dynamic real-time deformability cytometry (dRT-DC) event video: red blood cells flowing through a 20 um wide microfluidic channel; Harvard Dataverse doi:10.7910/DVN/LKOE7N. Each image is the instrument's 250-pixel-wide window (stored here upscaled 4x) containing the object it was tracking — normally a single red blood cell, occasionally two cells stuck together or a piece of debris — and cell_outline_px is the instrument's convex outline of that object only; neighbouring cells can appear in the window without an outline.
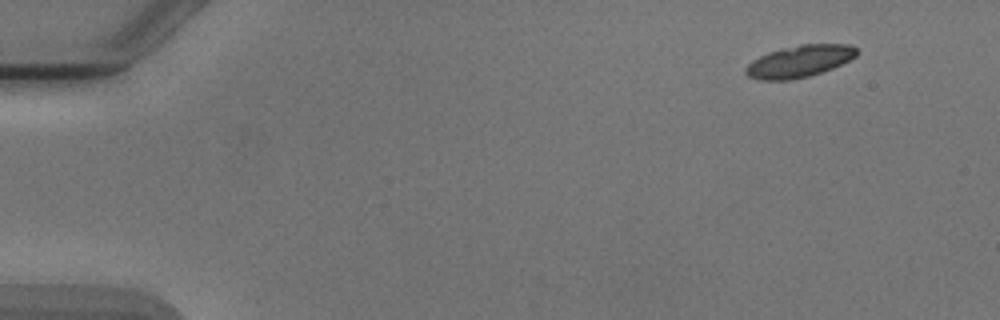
{"species": "Egyptian fruit bat (a non-hibernating species)", "species_latin": "Rousettus aegyptiacus", "temperature_condition": "cold", "stored_images_in_passage": 4, "camera_frame_rate_fps": 3000, "um_per_image_px": 0.085, "animal": {"sex": "male"}, "frame": {"image": 1, "passage_image": 1, "time_ms": 0.0, "image_size_px": [1000, 320], "cell_outline_px": [[860, 52], [856, 56], [832, 68], [808, 76], [788, 80], [760, 80], [748, 76], [744, 72], [744, 68], [752, 60], [768, 52], [800, 44], [848, 44], [856, 48]], "centroid_in_image_um": [67.93, 5.2], "position_along_channel_um": 17.1, "area_um2": 20.52}}
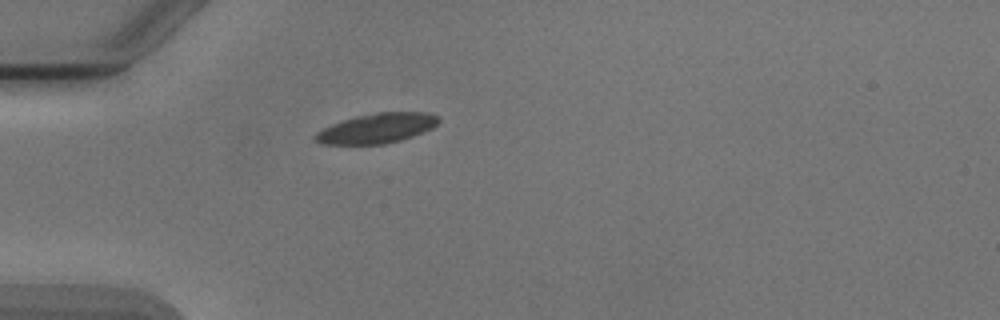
{"frame": {"image": 2, "passage_image": 4, "time_ms": 3.667, "image_size_px": [1000, 320], "cell_outline_px": [[440, 120], [432, 128], [412, 136], [400, 140], [384, 144], [320, 144], [312, 140], [312, 136], [316, 132], [332, 124], [356, 116], [376, 112], [428, 112], [436, 116]], "centroid_in_image_um": [31.98, 10.91], "position_along_channel_um": 53.0, "area_um2": 21.39}}